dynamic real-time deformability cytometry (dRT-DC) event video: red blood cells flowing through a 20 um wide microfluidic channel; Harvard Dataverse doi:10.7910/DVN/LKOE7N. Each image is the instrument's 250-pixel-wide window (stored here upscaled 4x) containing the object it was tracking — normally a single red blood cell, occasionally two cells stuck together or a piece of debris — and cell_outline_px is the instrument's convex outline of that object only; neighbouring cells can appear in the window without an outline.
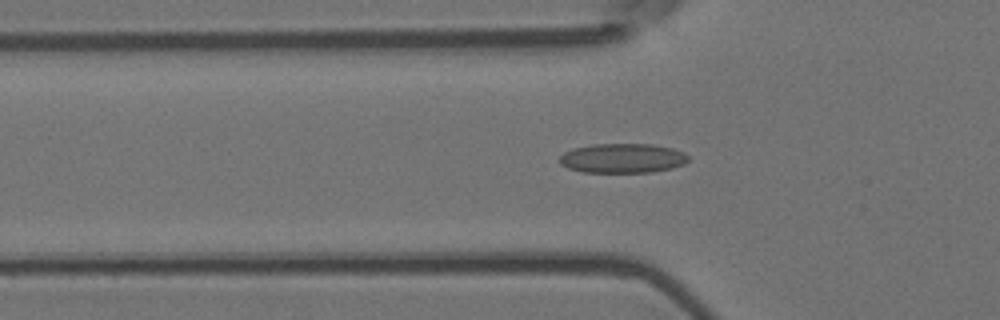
{"species": "Egyptian fruit bat (a non-hibernating species)", "species_latin": "Rousettus aegyptiacus", "temperature_condition": "room temperature", "stored_images_in_passage": 55, "camera_frame_rate_fps": 3000, "um_per_image_px": 0.085, "animal": {"sex": "female"}, "frame": {"image": 1, "passage_image": 18, "time_ms": 5.667, "image_size_px": [1000, 320], "cell_outline_px": [[688, 160], [684, 164], [672, 168], [652, 172], [584, 172], [568, 168], [560, 164], [556, 160], [564, 152], [572, 148], [592, 144], [652, 144], [672, 148], [684, 152], [688, 156]], "centroid_in_image_um": [52.88, 13.44], "position_along_channel_um": 72.9, "area_um2": 22.31}}
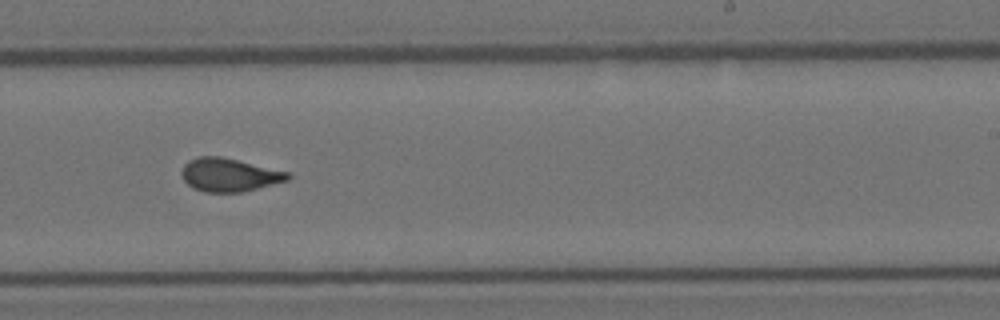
{"frame": {"image": 2, "passage_image": 34, "time_ms": 11.0, "image_size_px": [1000, 320], "cell_outline_px": [[292, 176], [288, 180], [240, 192], [204, 192], [192, 188], [184, 180], [180, 172], [184, 164], [188, 160], [200, 156], [220, 156], [288, 172]], "centroid_in_image_um": [19.43, 14.86], "position_along_channel_um": 269.6, "area_um2": 20.4}}
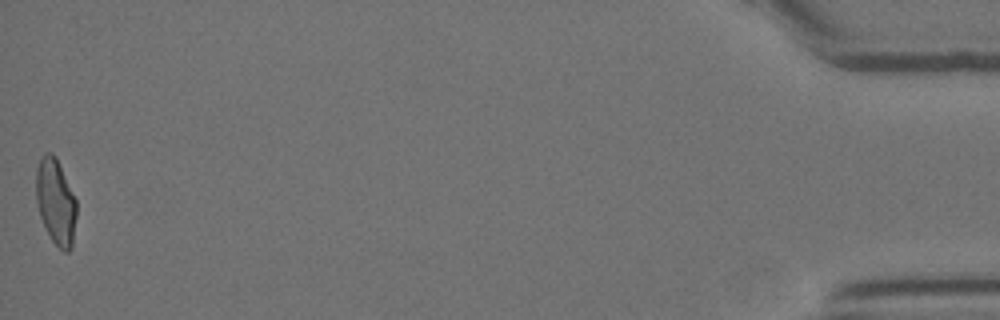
{"frame": {"image": 3, "passage_image": 55, "time_ms": 18.0, "image_size_px": [1000, 320], "cell_outline_px": [[76, 216], [72, 248], [68, 252], [64, 252], [52, 240], [40, 216], [36, 200], [36, 168], [44, 152], [52, 152], [56, 156], [76, 200]], "centroid_in_image_um": [4.74, 17.13], "position_along_channel_um": 430.5, "area_um2": 20.11}, "authors_computed_cell_mechanics": {"area_um2": 20.6346, "velocity_mm_per_s": 3.6714, "shape_relaxation_time_tau1_ms": null, "shape_relaxation_time_tau2_ms": 1.2546, "deformation_change_tau1": null, "deformation_change_tau2": 0.0884}}